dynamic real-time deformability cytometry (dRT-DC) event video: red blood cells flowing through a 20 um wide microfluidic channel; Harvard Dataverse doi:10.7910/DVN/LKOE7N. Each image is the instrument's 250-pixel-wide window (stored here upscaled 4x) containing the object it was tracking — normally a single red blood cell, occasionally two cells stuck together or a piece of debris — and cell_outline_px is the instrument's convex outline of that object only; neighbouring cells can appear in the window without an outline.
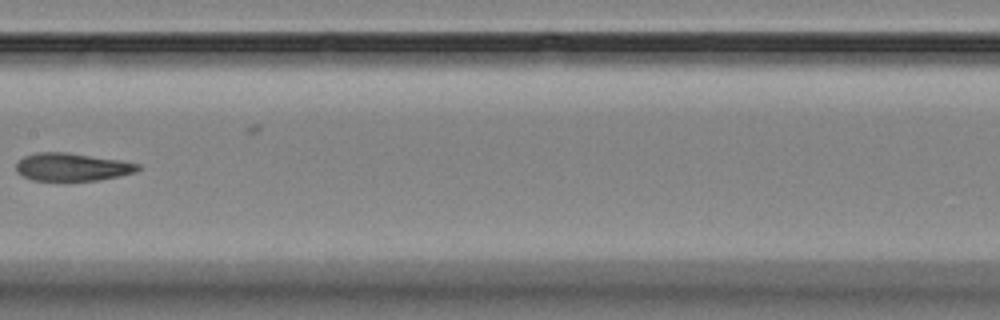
{"species": "Egyptian fruit bat (a non-hibernating species)", "species_latin": "Rousettus aegyptiacus", "temperature_condition": "room temperature", "stored_images_in_passage": 5, "camera_frame_rate_fps": 3000, "um_per_image_px": 0.085, "animal": {"sex": "female"}, "frame": {"image": 1, "passage_image": 4, "time_ms": 3.333, "image_size_px": [1000, 320], "cell_outline_px": [[140, 168], [136, 172], [120, 176], [96, 180], [32, 180], [16, 172], [16, 164], [24, 156], [36, 152], [68, 152], [120, 160], [140, 164]], "centroid_in_image_um": [6.13, 14.18], "position_along_channel_um": 201.3, "area_um2": 19.71}}